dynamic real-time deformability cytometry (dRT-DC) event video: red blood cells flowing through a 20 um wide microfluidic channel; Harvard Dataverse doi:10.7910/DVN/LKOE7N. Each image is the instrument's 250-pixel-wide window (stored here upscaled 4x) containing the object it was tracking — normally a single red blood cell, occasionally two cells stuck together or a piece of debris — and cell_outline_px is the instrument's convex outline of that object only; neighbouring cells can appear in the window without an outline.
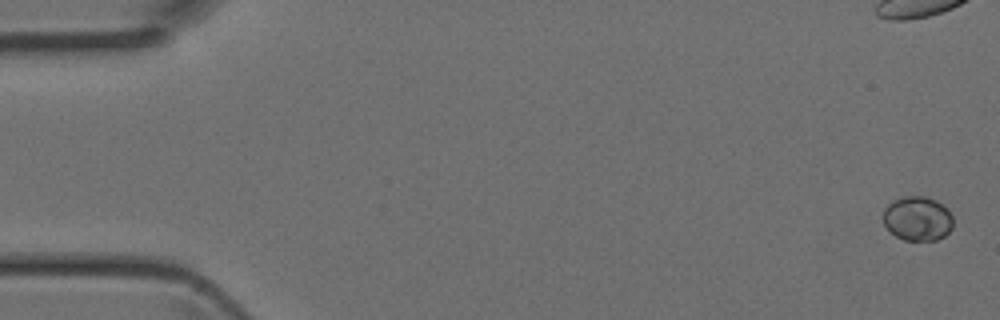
{"species": "Egyptian fruit bat (a non-hibernating species)", "species_latin": "Rousettus aegyptiacus", "temperature_condition": "room temperature", "stored_images_in_passage": 5, "camera_frame_rate_fps": 3000, "um_per_image_px": 0.085, "animal": {"sex": "female"}, "frame": {"image": 1, "passage_image": 1, "time_ms": 0.0, "image_size_px": [1000, 320], "cell_outline_px": [[952, 228], [944, 236], [936, 240], [904, 240], [896, 236], [884, 224], [884, 208], [892, 200], [904, 196], [924, 196], [936, 200], [952, 216]], "centroid_in_image_um": [77.97, 18.57], "position_along_channel_um": 7.0, "area_um2": 17.86}}
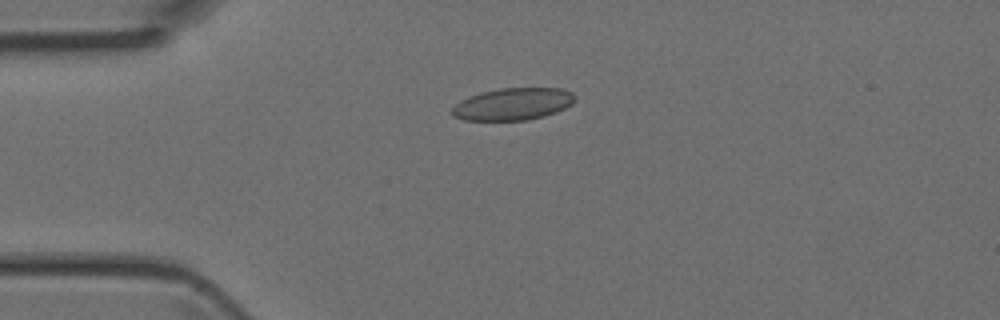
{"frame": {"image": 2, "passage_image": 5, "time_ms": 1.333, "image_size_px": [1000, 320], "cell_outline_px": [[576, 100], [572, 104], [556, 112], [544, 116], [528, 120], [464, 120], [452, 116], [448, 112], [460, 100], [480, 92], [500, 88], [560, 88], [572, 92], [576, 96]], "centroid_in_image_um": [43.58, 8.84], "position_along_channel_um": 41.4, "area_um2": 23.24}}